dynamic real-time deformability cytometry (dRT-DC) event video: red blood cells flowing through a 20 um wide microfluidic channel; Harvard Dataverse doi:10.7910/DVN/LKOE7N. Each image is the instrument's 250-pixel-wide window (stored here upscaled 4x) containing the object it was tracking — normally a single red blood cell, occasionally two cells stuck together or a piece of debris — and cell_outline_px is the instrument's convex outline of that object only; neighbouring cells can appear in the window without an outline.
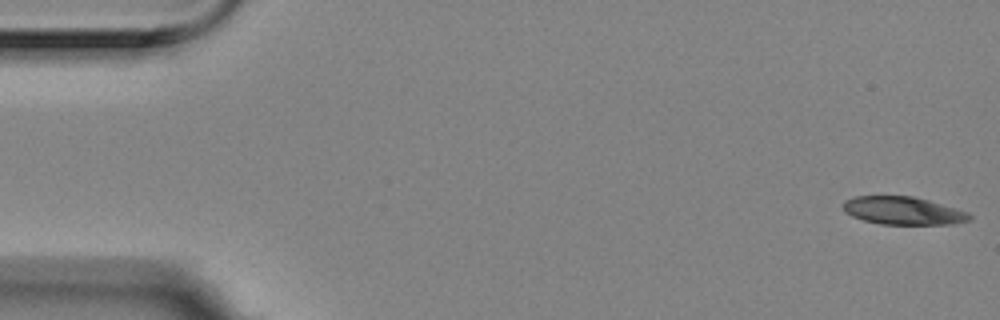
{"species": "Egyptian fruit bat (a non-hibernating species)", "species_latin": "Rousettus aegyptiacus", "temperature_condition": "room temperature", "stored_images_in_passage": 4, "camera_frame_rate_fps": 3000, "um_per_image_px": 0.085, "animal": {"sex": "female"}, "frame": {"image": 1, "passage_image": 1, "time_ms": 0.0, "image_size_px": [1000, 320], "cell_outline_px": [[972, 220], [952, 224], [880, 224], [864, 220], [852, 216], [844, 212], [840, 204], [844, 200], [852, 196], [912, 196], [928, 200], [968, 212], [972, 216]], "centroid_in_image_um": [76.71, 17.9], "position_along_channel_um": 8.3, "area_um2": 20.69}}
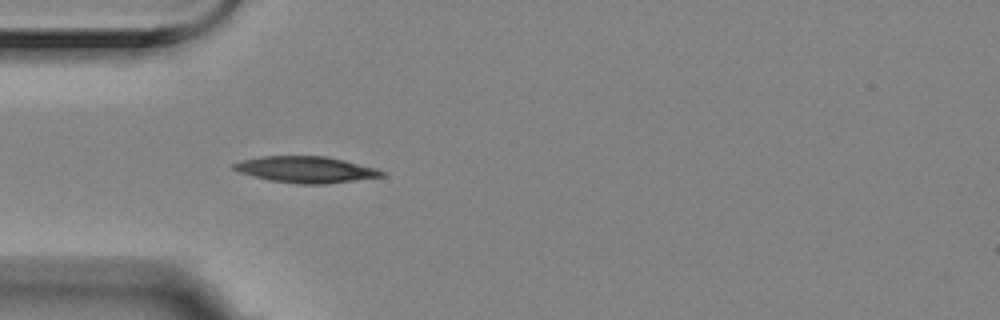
{"frame": {"image": 2, "passage_image": 4, "time_ms": 1.0, "image_size_px": [1000, 320], "cell_outline_px": [[388, 172], [384, 176], [324, 184], [300, 184], [268, 180], [252, 176], [240, 172], [232, 168], [232, 164], [240, 160], [264, 156], [324, 156], [344, 160], [380, 168]], "centroid_in_image_um": [26.03, 14.41], "position_along_channel_um": 59.0, "area_um2": 22.83}}